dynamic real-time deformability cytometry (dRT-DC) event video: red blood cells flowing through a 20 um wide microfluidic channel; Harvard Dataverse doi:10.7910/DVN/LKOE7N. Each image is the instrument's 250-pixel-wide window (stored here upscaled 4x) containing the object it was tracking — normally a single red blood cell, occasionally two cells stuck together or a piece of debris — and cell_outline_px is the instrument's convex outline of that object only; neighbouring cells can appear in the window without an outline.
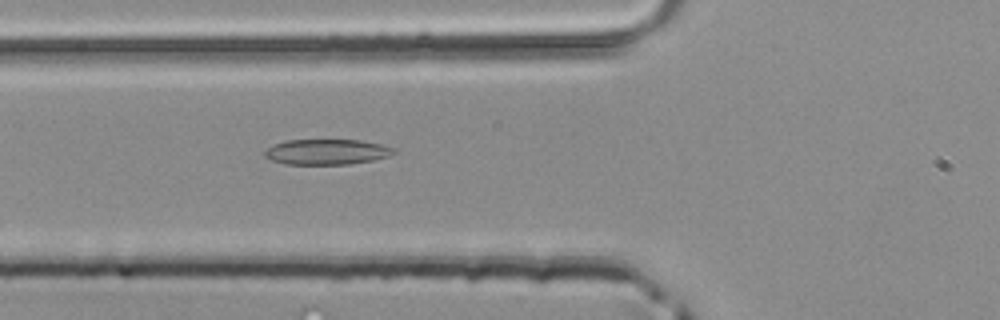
{"species": "common noctule bat (a hibernating species)", "species_latin": "Nyctalus noctula", "temperature_condition": "room temperature", "stored_images_in_passage": 37, "camera_frame_rate_fps": 3000, "um_per_image_px": 0.085, "animal": {"sex": "male", "body_mass_g": 20.4}, "frame": {"image": 1, "passage_image": 8, "time_ms": 2.333, "image_size_px": [1000, 320], "cell_outline_px": [[396, 152], [388, 156], [372, 160], [348, 164], [284, 164], [272, 160], [264, 156], [264, 152], [272, 144], [284, 140], [360, 140], [380, 144], [396, 148]], "centroid_in_image_um": [27.75, 12.9], "position_along_channel_um": 98.0, "area_um2": 19.13}}
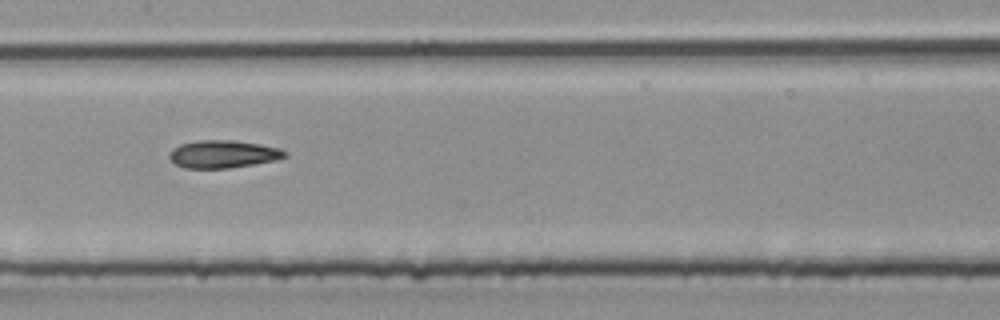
{"frame": {"image": 2, "passage_image": 14, "time_ms": 4.333, "image_size_px": [1000, 320], "cell_outline_px": [[288, 156], [276, 160], [228, 168], [184, 168], [176, 164], [168, 156], [168, 152], [172, 148], [180, 144], [196, 140], [232, 140], [260, 144], [280, 148], [288, 152]], "centroid_in_image_um": [18.95, 13.09], "position_along_channel_um": 188.4, "area_um2": 18.73}}
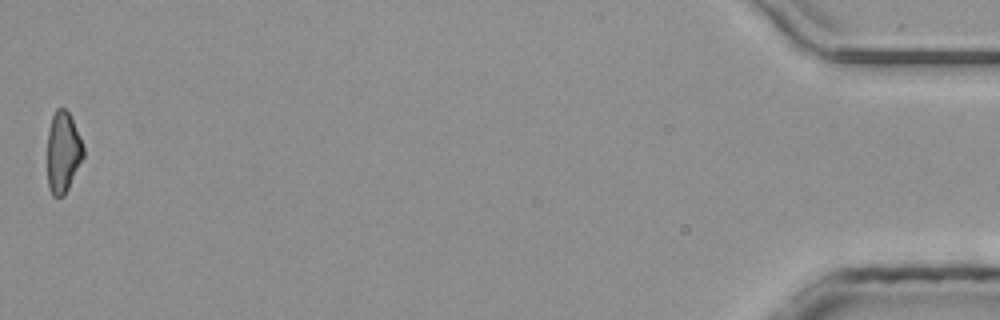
{"frame": {"image": 3, "passage_image": 37, "time_ms": 12.0, "image_size_px": [1000, 320], "cell_outline_px": [[84, 156], [64, 196], [52, 196], [48, 188], [48, 132], [52, 116], [56, 108], [64, 108], [68, 112], [84, 144]], "centroid_in_image_um": [5.36, 12.94], "position_along_channel_um": 429.8, "area_um2": 16.94}}